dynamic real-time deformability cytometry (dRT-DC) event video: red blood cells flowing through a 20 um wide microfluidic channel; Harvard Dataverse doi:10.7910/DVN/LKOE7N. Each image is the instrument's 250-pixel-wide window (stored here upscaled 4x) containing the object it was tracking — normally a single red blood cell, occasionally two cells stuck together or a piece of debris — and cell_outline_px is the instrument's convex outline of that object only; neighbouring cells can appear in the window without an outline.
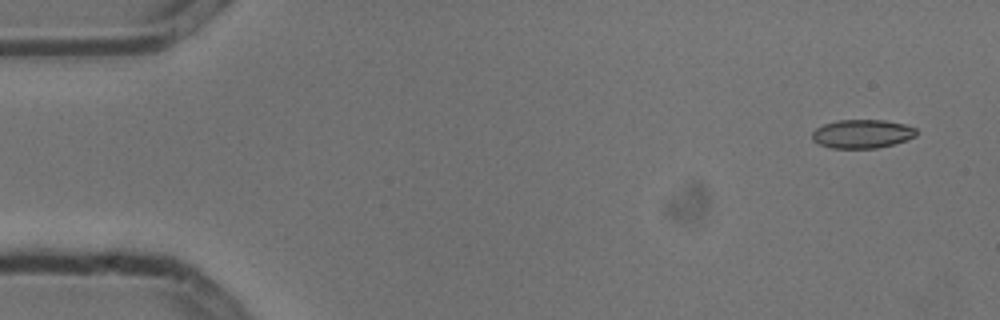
{"species": "common noctule bat (a hibernating species)", "species_latin": "Nyctalus noctula", "temperature_condition": "cold", "stored_images_in_passage": 4, "camera_frame_rate_fps": 3000, "um_per_image_px": 0.085, "animal": {"sex": "male", "body_mass_g": 13.3}, "frame": {"image": 1, "passage_image": 1, "time_ms": 0.0, "image_size_px": [1000, 320], "cell_outline_px": [[916, 136], [908, 140], [876, 148], [832, 148], [820, 144], [812, 140], [812, 132], [816, 128], [824, 124], [836, 120], [884, 120], [904, 124], [916, 128]], "centroid_in_image_um": [73.28, 11.37], "position_along_channel_um": 11.7, "area_um2": 17.4}}
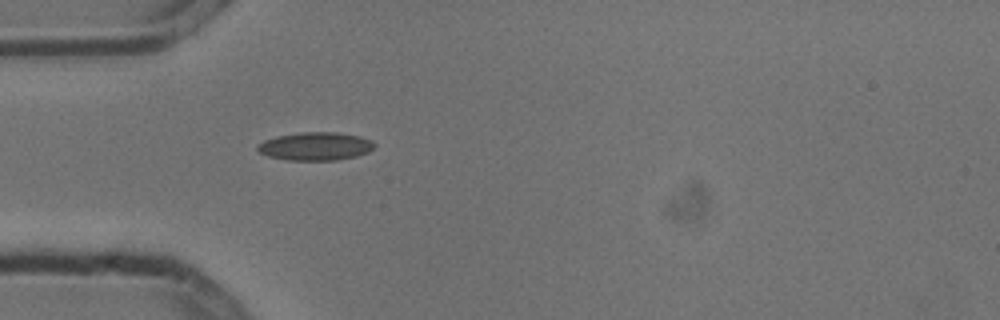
{"frame": {"image": 2, "passage_image": 4, "time_ms": 1.0, "image_size_px": [1000, 320], "cell_outline_px": [[376, 144], [368, 152], [356, 156], [336, 160], [284, 160], [268, 156], [260, 152], [256, 148], [256, 144], [264, 140], [276, 136], [300, 132], [336, 132], [360, 136], [372, 140]], "centroid_in_image_um": [26.79, 12.43], "position_along_channel_um": 58.2, "area_um2": 19.31}}